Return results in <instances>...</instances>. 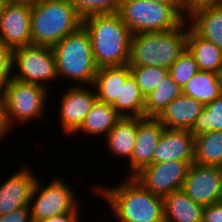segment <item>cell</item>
<instances>
[{
	"label": "cell",
	"mask_w": 222,
	"mask_h": 222,
	"mask_svg": "<svg viewBox=\"0 0 222 222\" xmlns=\"http://www.w3.org/2000/svg\"><path fill=\"white\" fill-rule=\"evenodd\" d=\"M0 222H32L29 206H24L1 215Z\"/></svg>",
	"instance_id": "d6a6232c"
},
{
	"label": "cell",
	"mask_w": 222,
	"mask_h": 222,
	"mask_svg": "<svg viewBox=\"0 0 222 222\" xmlns=\"http://www.w3.org/2000/svg\"><path fill=\"white\" fill-rule=\"evenodd\" d=\"M130 75L128 64L98 68L93 82L97 100L112 105L120 114L121 85Z\"/></svg>",
	"instance_id": "ac0fdd59"
},
{
	"label": "cell",
	"mask_w": 222,
	"mask_h": 222,
	"mask_svg": "<svg viewBox=\"0 0 222 222\" xmlns=\"http://www.w3.org/2000/svg\"><path fill=\"white\" fill-rule=\"evenodd\" d=\"M194 163L222 167V131L195 137Z\"/></svg>",
	"instance_id": "484cf974"
},
{
	"label": "cell",
	"mask_w": 222,
	"mask_h": 222,
	"mask_svg": "<svg viewBox=\"0 0 222 222\" xmlns=\"http://www.w3.org/2000/svg\"><path fill=\"white\" fill-rule=\"evenodd\" d=\"M165 222H202L204 206L195 203L183 190L163 197Z\"/></svg>",
	"instance_id": "7402d4cb"
},
{
	"label": "cell",
	"mask_w": 222,
	"mask_h": 222,
	"mask_svg": "<svg viewBox=\"0 0 222 222\" xmlns=\"http://www.w3.org/2000/svg\"><path fill=\"white\" fill-rule=\"evenodd\" d=\"M51 88L10 78L1 88L3 116L9 132L16 124L24 125L33 120L45 122Z\"/></svg>",
	"instance_id": "8992f818"
},
{
	"label": "cell",
	"mask_w": 222,
	"mask_h": 222,
	"mask_svg": "<svg viewBox=\"0 0 222 222\" xmlns=\"http://www.w3.org/2000/svg\"><path fill=\"white\" fill-rule=\"evenodd\" d=\"M48 184L44 186L39 177L35 182L29 202L32 222L65 213H81L82 203H79L77 192L62 176L53 177Z\"/></svg>",
	"instance_id": "ba28073f"
},
{
	"label": "cell",
	"mask_w": 222,
	"mask_h": 222,
	"mask_svg": "<svg viewBox=\"0 0 222 222\" xmlns=\"http://www.w3.org/2000/svg\"><path fill=\"white\" fill-rule=\"evenodd\" d=\"M12 75V50L0 41V90Z\"/></svg>",
	"instance_id": "1f68e13d"
},
{
	"label": "cell",
	"mask_w": 222,
	"mask_h": 222,
	"mask_svg": "<svg viewBox=\"0 0 222 222\" xmlns=\"http://www.w3.org/2000/svg\"><path fill=\"white\" fill-rule=\"evenodd\" d=\"M204 106L193 97L181 94L165 107L157 119L165 128L190 131Z\"/></svg>",
	"instance_id": "e0dca14e"
},
{
	"label": "cell",
	"mask_w": 222,
	"mask_h": 222,
	"mask_svg": "<svg viewBox=\"0 0 222 222\" xmlns=\"http://www.w3.org/2000/svg\"><path fill=\"white\" fill-rule=\"evenodd\" d=\"M83 26L89 32L98 68L129 63L132 33L117 12L86 16Z\"/></svg>",
	"instance_id": "7a4b0ae2"
},
{
	"label": "cell",
	"mask_w": 222,
	"mask_h": 222,
	"mask_svg": "<svg viewBox=\"0 0 222 222\" xmlns=\"http://www.w3.org/2000/svg\"><path fill=\"white\" fill-rule=\"evenodd\" d=\"M81 213H65L50 217L41 222H83L80 220Z\"/></svg>",
	"instance_id": "d590c367"
},
{
	"label": "cell",
	"mask_w": 222,
	"mask_h": 222,
	"mask_svg": "<svg viewBox=\"0 0 222 222\" xmlns=\"http://www.w3.org/2000/svg\"><path fill=\"white\" fill-rule=\"evenodd\" d=\"M193 162L171 160L152 163L134 178L146 190L163 198L174 191L182 190L188 169Z\"/></svg>",
	"instance_id": "30bf717a"
},
{
	"label": "cell",
	"mask_w": 222,
	"mask_h": 222,
	"mask_svg": "<svg viewBox=\"0 0 222 222\" xmlns=\"http://www.w3.org/2000/svg\"><path fill=\"white\" fill-rule=\"evenodd\" d=\"M187 49L194 56L200 71L222 75V50L202 37L190 27L188 30Z\"/></svg>",
	"instance_id": "603a6c76"
},
{
	"label": "cell",
	"mask_w": 222,
	"mask_h": 222,
	"mask_svg": "<svg viewBox=\"0 0 222 222\" xmlns=\"http://www.w3.org/2000/svg\"><path fill=\"white\" fill-rule=\"evenodd\" d=\"M202 222H222V202L204 206Z\"/></svg>",
	"instance_id": "836d02e7"
},
{
	"label": "cell",
	"mask_w": 222,
	"mask_h": 222,
	"mask_svg": "<svg viewBox=\"0 0 222 222\" xmlns=\"http://www.w3.org/2000/svg\"><path fill=\"white\" fill-rule=\"evenodd\" d=\"M9 130L7 129L4 121V116H3V99H2V94L0 90V145L1 143L6 140V136H10ZM5 137V138H4ZM4 139V140H3Z\"/></svg>",
	"instance_id": "8d00e7d4"
},
{
	"label": "cell",
	"mask_w": 222,
	"mask_h": 222,
	"mask_svg": "<svg viewBox=\"0 0 222 222\" xmlns=\"http://www.w3.org/2000/svg\"><path fill=\"white\" fill-rule=\"evenodd\" d=\"M165 127L157 118L139 117L136 144L132 155L127 161L129 168L126 177H134L143 168L152 164L153 151Z\"/></svg>",
	"instance_id": "9a60e30c"
},
{
	"label": "cell",
	"mask_w": 222,
	"mask_h": 222,
	"mask_svg": "<svg viewBox=\"0 0 222 222\" xmlns=\"http://www.w3.org/2000/svg\"><path fill=\"white\" fill-rule=\"evenodd\" d=\"M33 45L53 47L83 25L70 0H42L31 7Z\"/></svg>",
	"instance_id": "277c9868"
},
{
	"label": "cell",
	"mask_w": 222,
	"mask_h": 222,
	"mask_svg": "<svg viewBox=\"0 0 222 222\" xmlns=\"http://www.w3.org/2000/svg\"><path fill=\"white\" fill-rule=\"evenodd\" d=\"M38 174L24 165L0 183V216L15 209L29 206Z\"/></svg>",
	"instance_id": "5bb4252c"
},
{
	"label": "cell",
	"mask_w": 222,
	"mask_h": 222,
	"mask_svg": "<svg viewBox=\"0 0 222 222\" xmlns=\"http://www.w3.org/2000/svg\"><path fill=\"white\" fill-rule=\"evenodd\" d=\"M63 91L57 115L62 133L67 138L80 128L97 97L93 85H71Z\"/></svg>",
	"instance_id": "8fae6325"
},
{
	"label": "cell",
	"mask_w": 222,
	"mask_h": 222,
	"mask_svg": "<svg viewBox=\"0 0 222 222\" xmlns=\"http://www.w3.org/2000/svg\"><path fill=\"white\" fill-rule=\"evenodd\" d=\"M7 1L8 0H0V14L2 13L3 8H4Z\"/></svg>",
	"instance_id": "ab89813d"
},
{
	"label": "cell",
	"mask_w": 222,
	"mask_h": 222,
	"mask_svg": "<svg viewBox=\"0 0 222 222\" xmlns=\"http://www.w3.org/2000/svg\"><path fill=\"white\" fill-rule=\"evenodd\" d=\"M145 97L135 79L130 75L120 91V115L122 117H144Z\"/></svg>",
	"instance_id": "4316f807"
},
{
	"label": "cell",
	"mask_w": 222,
	"mask_h": 222,
	"mask_svg": "<svg viewBox=\"0 0 222 222\" xmlns=\"http://www.w3.org/2000/svg\"><path fill=\"white\" fill-rule=\"evenodd\" d=\"M138 126L139 117H122L103 138L109 154L128 161L136 144Z\"/></svg>",
	"instance_id": "ffe728a7"
},
{
	"label": "cell",
	"mask_w": 222,
	"mask_h": 222,
	"mask_svg": "<svg viewBox=\"0 0 222 222\" xmlns=\"http://www.w3.org/2000/svg\"><path fill=\"white\" fill-rule=\"evenodd\" d=\"M182 190L195 202L208 206L221 202L222 167L192 163Z\"/></svg>",
	"instance_id": "7c38bea8"
},
{
	"label": "cell",
	"mask_w": 222,
	"mask_h": 222,
	"mask_svg": "<svg viewBox=\"0 0 222 222\" xmlns=\"http://www.w3.org/2000/svg\"><path fill=\"white\" fill-rule=\"evenodd\" d=\"M121 0H70L77 13L85 18L92 14L115 13Z\"/></svg>",
	"instance_id": "4dcf8cb0"
},
{
	"label": "cell",
	"mask_w": 222,
	"mask_h": 222,
	"mask_svg": "<svg viewBox=\"0 0 222 222\" xmlns=\"http://www.w3.org/2000/svg\"><path fill=\"white\" fill-rule=\"evenodd\" d=\"M210 131H222V94L214 101L205 104L190 130L194 137Z\"/></svg>",
	"instance_id": "83f0119b"
},
{
	"label": "cell",
	"mask_w": 222,
	"mask_h": 222,
	"mask_svg": "<svg viewBox=\"0 0 222 222\" xmlns=\"http://www.w3.org/2000/svg\"><path fill=\"white\" fill-rule=\"evenodd\" d=\"M190 28L222 50V4L204 5L187 15Z\"/></svg>",
	"instance_id": "d6986e66"
},
{
	"label": "cell",
	"mask_w": 222,
	"mask_h": 222,
	"mask_svg": "<svg viewBox=\"0 0 222 222\" xmlns=\"http://www.w3.org/2000/svg\"><path fill=\"white\" fill-rule=\"evenodd\" d=\"M117 13L132 34L170 31L187 20L184 5L151 0H121Z\"/></svg>",
	"instance_id": "52a82bcc"
},
{
	"label": "cell",
	"mask_w": 222,
	"mask_h": 222,
	"mask_svg": "<svg viewBox=\"0 0 222 222\" xmlns=\"http://www.w3.org/2000/svg\"><path fill=\"white\" fill-rule=\"evenodd\" d=\"M198 71V64L188 49L168 69L169 75L181 89Z\"/></svg>",
	"instance_id": "f546056e"
},
{
	"label": "cell",
	"mask_w": 222,
	"mask_h": 222,
	"mask_svg": "<svg viewBox=\"0 0 222 222\" xmlns=\"http://www.w3.org/2000/svg\"><path fill=\"white\" fill-rule=\"evenodd\" d=\"M121 118L112 105L96 100L82 125L72 136L83 133L86 137L101 136L103 139Z\"/></svg>",
	"instance_id": "44dd1931"
},
{
	"label": "cell",
	"mask_w": 222,
	"mask_h": 222,
	"mask_svg": "<svg viewBox=\"0 0 222 222\" xmlns=\"http://www.w3.org/2000/svg\"><path fill=\"white\" fill-rule=\"evenodd\" d=\"M184 2V13L188 15L192 10L204 6L222 4V0H183Z\"/></svg>",
	"instance_id": "e575fe53"
},
{
	"label": "cell",
	"mask_w": 222,
	"mask_h": 222,
	"mask_svg": "<svg viewBox=\"0 0 222 222\" xmlns=\"http://www.w3.org/2000/svg\"><path fill=\"white\" fill-rule=\"evenodd\" d=\"M189 27L186 20L170 31L132 34L128 65L169 69L187 50Z\"/></svg>",
	"instance_id": "3957f363"
},
{
	"label": "cell",
	"mask_w": 222,
	"mask_h": 222,
	"mask_svg": "<svg viewBox=\"0 0 222 222\" xmlns=\"http://www.w3.org/2000/svg\"><path fill=\"white\" fill-rule=\"evenodd\" d=\"M182 94L193 97L204 105L210 103L222 94V75L199 70L184 85Z\"/></svg>",
	"instance_id": "cb8c5ba5"
},
{
	"label": "cell",
	"mask_w": 222,
	"mask_h": 222,
	"mask_svg": "<svg viewBox=\"0 0 222 222\" xmlns=\"http://www.w3.org/2000/svg\"><path fill=\"white\" fill-rule=\"evenodd\" d=\"M151 1L165 3V4H171V5H184L183 0H151Z\"/></svg>",
	"instance_id": "f35d334b"
},
{
	"label": "cell",
	"mask_w": 222,
	"mask_h": 222,
	"mask_svg": "<svg viewBox=\"0 0 222 222\" xmlns=\"http://www.w3.org/2000/svg\"><path fill=\"white\" fill-rule=\"evenodd\" d=\"M120 182L112 187L99 183L91 187L108 202L116 222H165L162 197L146 190L134 177Z\"/></svg>",
	"instance_id": "6da1fadb"
},
{
	"label": "cell",
	"mask_w": 222,
	"mask_h": 222,
	"mask_svg": "<svg viewBox=\"0 0 222 222\" xmlns=\"http://www.w3.org/2000/svg\"><path fill=\"white\" fill-rule=\"evenodd\" d=\"M31 7L8 0L0 14V41L11 50L32 45Z\"/></svg>",
	"instance_id": "4fadbf2b"
},
{
	"label": "cell",
	"mask_w": 222,
	"mask_h": 222,
	"mask_svg": "<svg viewBox=\"0 0 222 222\" xmlns=\"http://www.w3.org/2000/svg\"><path fill=\"white\" fill-rule=\"evenodd\" d=\"M10 1L16 4L33 7L37 5L39 2H41L42 0H10Z\"/></svg>",
	"instance_id": "74e56055"
},
{
	"label": "cell",
	"mask_w": 222,
	"mask_h": 222,
	"mask_svg": "<svg viewBox=\"0 0 222 222\" xmlns=\"http://www.w3.org/2000/svg\"><path fill=\"white\" fill-rule=\"evenodd\" d=\"M11 77L48 89V83L59 80L52 47L32 44L12 50Z\"/></svg>",
	"instance_id": "9c48e42d"
},
{
	"label": "cell",
	"mask_w": 222,
	"mask_h": 222,
	"mask_svg": "<svg viewBox=\"0 0 222 222\" xmlns=\"http://www.w3.org/2000/svg\"><path fill=\"white\" fill-rule=\"evenodd\" d=\"M195 137L189 130H163L153 151L152 163L171 160L194 161Z\"/></svg>",
	"instance_id": "2e32d148"
},
{
	"label": "cell",
	"mask_w": 222,
	"mask_h": 222,
	"mask_svg": "<svg viewBox=\"0 0 222 222\" xmlns=\"http://www.w3.org/2000/svg\"><path fill=\"white\" fill-rule=\"evenodd\" d=\"M130 74L139 86L144 97L155 90L161 81L169 74L168 69L154 66H129Z\"/></svg>",
	"instance_id": "f1b7e54d"
},
{
	"label": "cell",
	"mask_w": 222,
	"mask_h": 222,
	"mask_svg": "<svg viewBox=\"0 0 222 222\" xmlns=\"http://www.w3.org/2000/svg\"><path fill=\"white\" fill-rule=\"evenodd\" d=\"M181 94V87L168 74L158 87L145 97L144 117L157 118L165 107Z\"/></svg>",
	"instance_id": "d4e9b609"
},
{
	"label": "cell",
	"mask_w": 222,
	"mask_h": 222,
	"mask_svg": "<svg viewBox=\"0 0 222 222\" xmlns=\"http://www.w3.org/2000/svg\"><path fill=\"white\" fill-rule=\"evenodd\" d=\"M60 80L73 82V86L93 85L98 71L93 58L89 32L82 25L52 47Z\"/></svg>",
	"instance_id": "5b68a950"
}]
</instances>
